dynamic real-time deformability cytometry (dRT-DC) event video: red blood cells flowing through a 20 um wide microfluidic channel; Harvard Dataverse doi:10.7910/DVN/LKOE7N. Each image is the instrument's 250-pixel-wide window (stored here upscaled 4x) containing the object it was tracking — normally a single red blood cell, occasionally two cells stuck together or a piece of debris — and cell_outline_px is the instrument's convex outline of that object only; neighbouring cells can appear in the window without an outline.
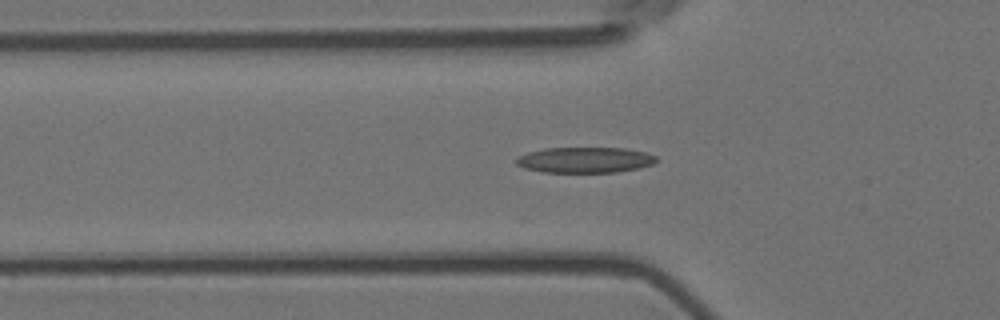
{"species": "Egyptian fruit bat (a non-hibernating species)", "species_latin": "Rousettus aegyptiacus", "temperature_condition": "room temperature", "stored_images_in_passage": 55, "camera_frame_rate_fps": 3000, "um_per_image_px": 0.085, "animal": {"sex": "female"}, "frame": {"image": 1, "passage_image": 18, "time_ms": 5.667, "image_size_px": [1000, 320], "cell_outline_px": [[656, 160], [652, 164], [640, 168], [616, 172], [540, 172], [524, 168], [516, 164], [516, 156], [528, 152], [544, 148], [624, 148], [644, 152], [656, 156]], "centroid_in_image_um": [49.67, 13.6], "position_along_channel_um": 76.1, "area_um2": 20.98}}
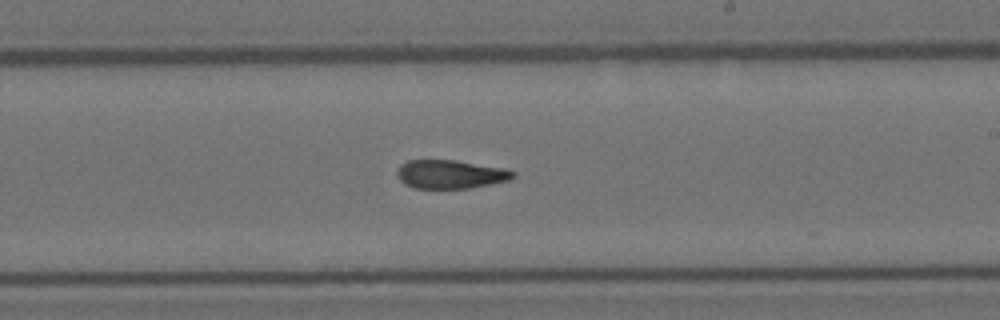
{"frame": {"image": 2, "passage_image": 32, "time_ms": 10.333, "image_size_px": [1000, 320], "cell_outline_px": [[516, 176], [508, 180], [468, 188], [412, 188], [404, 184], [396, 176], [396, 172], [400, 164], [408, 160], [456, 160], [508, 168], [516, 172]], "centroid_in_image_um": [38.28, 14.8], "position_along_channel_um": 250.7, "area_um2": 19.54}}
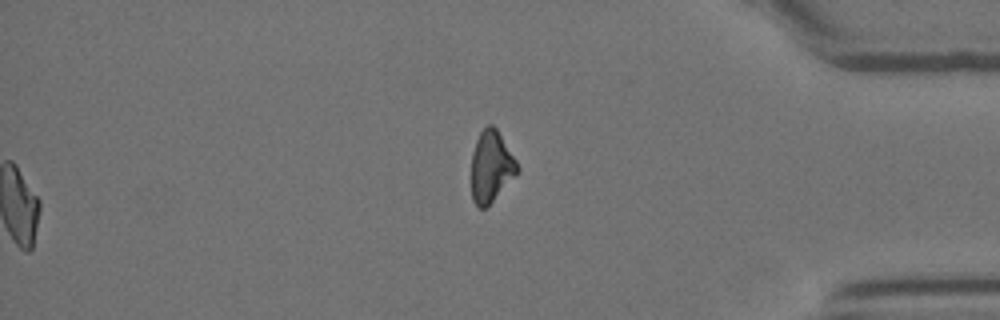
{"frame": {"image": 3, "passage_image": 55, "time_ms": 18.0, "image_size_px": [1000, 320], "cell_outline_px": [[520, 168], [492, 200], [484, 208], [480, 208], [472, 200], [472, 152], [476, 140], [480, 132], [488, 124], [492, 124], [496, 128], [516, 160]], "centroid_in_image_um": [41.72, 14.11], "position_along_channel_um": 393.5, "area_um2": 18.5}, "authors_computed_cell_mechanics": {"area_um2": 20.0566, "velocity_mm_per_s": 3.7283, "shape_relaxation_time_tau1_ms": null, "shape_relaxation_time_tau2_ms": 3.6825, "deformation_change_tau1": null, "deformation_change_tau2": 0.1231}}